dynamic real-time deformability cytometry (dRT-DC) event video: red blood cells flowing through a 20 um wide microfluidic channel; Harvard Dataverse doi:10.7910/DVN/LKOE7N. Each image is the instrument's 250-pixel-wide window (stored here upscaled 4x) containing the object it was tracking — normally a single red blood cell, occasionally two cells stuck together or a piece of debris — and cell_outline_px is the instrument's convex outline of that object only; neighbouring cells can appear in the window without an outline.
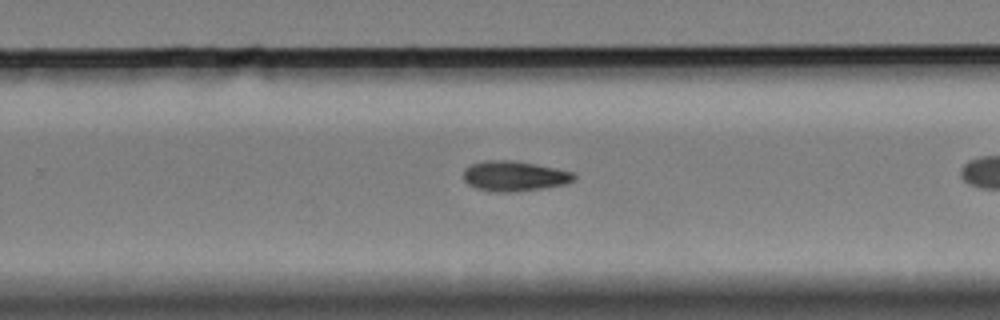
{"species": "Egyptian fruit bat (a non-hibernating species)", "species_latin": "Rousettus aegyptiacus", "temperature_condition": "cold", "stored_images_in_passage": 26, "camera_frame_rate_fps": 3000, "um_per_image_px": 0.085, "animal": {"sex": "female"}, "frame": {"image": 1, "passage_image": 17, "time_ms": 5.333, "image_size_px": [1000, 320], "cell_outline_px": [[576, 180], [568, 184], [544, 188], [516, 192], [488, 192], [476, 188], [468, 184], [464, 180], [464, 168], [472, 164], [484, 160], [516, 160], [556, 168], [572, 172], [576, 176]], "centroid_in_image_um": [43.73, 14.97], "position_along_channel_um": 286.1, "area_um2": 19.83}}
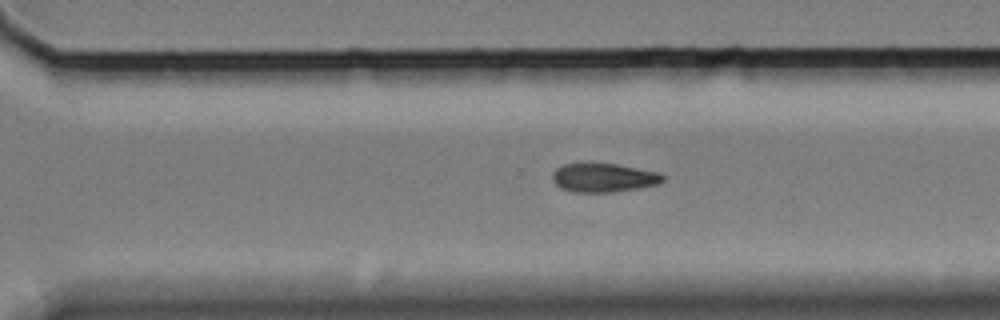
{"frame": {"image": 2, "passage_image": 20, "time_ms": 6.333, "image_size_px": [1000, 320], "cell_outline_px": [[664, 180], [656, 184], [636, 188], [612, 192], [572, 192], [560, 188], [552, 180], [552, 172], [556, 168], [564, 164], [580, 160], [584, 160], [616, 164], [660, 172], [664, 176]], "centroid_in_image_um": [51.22, 15.05], "position_along_channel_um": 319.4, "area_um2": 19.19}}
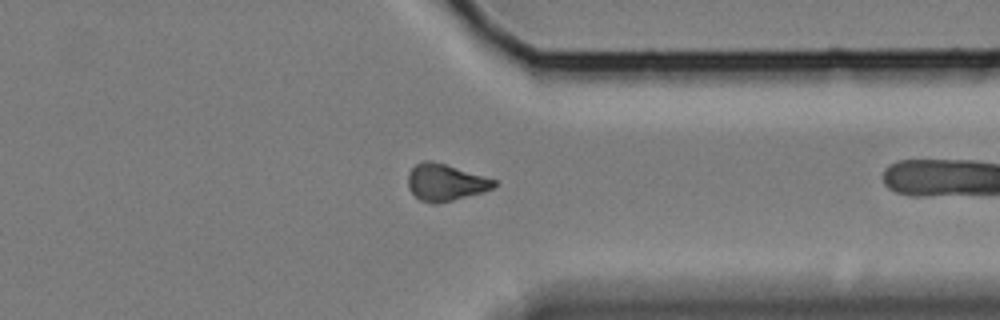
{"frame": {"image": 3, "passage_image": 25, "time_ms": 8.0, "image_size_px": [1000, 320], "cell_outline_px": [[496, 184], [492, 188], [484, 192], [436, 204], [432, 204], [420, 200], [408, 188], [408, 172], [420, 160], [432, 160], [496, 180]], "centroid_in_image_um": [37.82, 15.5], "position_along_channel_um": 373.6, "area_um2": 18.38}}